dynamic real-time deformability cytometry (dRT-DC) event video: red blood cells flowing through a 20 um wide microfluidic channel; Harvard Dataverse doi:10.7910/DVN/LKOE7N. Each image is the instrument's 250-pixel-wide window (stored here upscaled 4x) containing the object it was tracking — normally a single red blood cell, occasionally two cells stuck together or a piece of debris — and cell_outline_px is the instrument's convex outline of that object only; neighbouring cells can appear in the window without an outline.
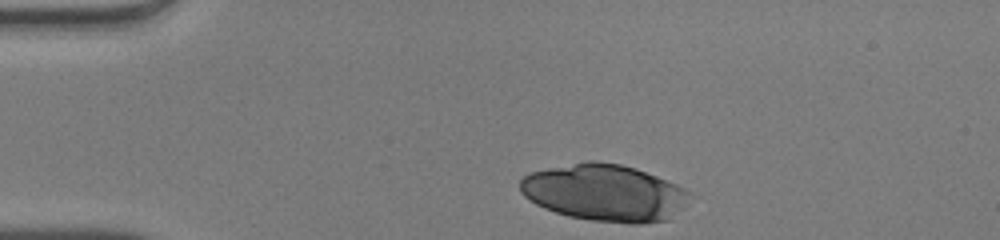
{"species": "human", "species_latin": "Homo sapiens", "temperature_condition": "warm", "stored_images_in_passage": 32, "camera_frame_rate_fps": 3000, "um_per_image_px": 0.085, "donor": {"sex": "male"}, "frame": {"image": 1, "passage_image": 1, "time_ms": 0.0, "image_size_px": [1000, 240], "cell_outline_px": [[688, 192], [668, 220], [640, 224], [628, 224], [592, 220], [568, 216], [544, 208], [536, 204], [524, 196], [520, 192], [520, 180], [528, 172], [588, 160], [596, 160], [620, 164], [636, 168], [668, 180], [684, 188]], "centroid_in_image_um": [51.29, 16.36], "position_along_channel_um": 33.7, "area_um2": 55.6}}